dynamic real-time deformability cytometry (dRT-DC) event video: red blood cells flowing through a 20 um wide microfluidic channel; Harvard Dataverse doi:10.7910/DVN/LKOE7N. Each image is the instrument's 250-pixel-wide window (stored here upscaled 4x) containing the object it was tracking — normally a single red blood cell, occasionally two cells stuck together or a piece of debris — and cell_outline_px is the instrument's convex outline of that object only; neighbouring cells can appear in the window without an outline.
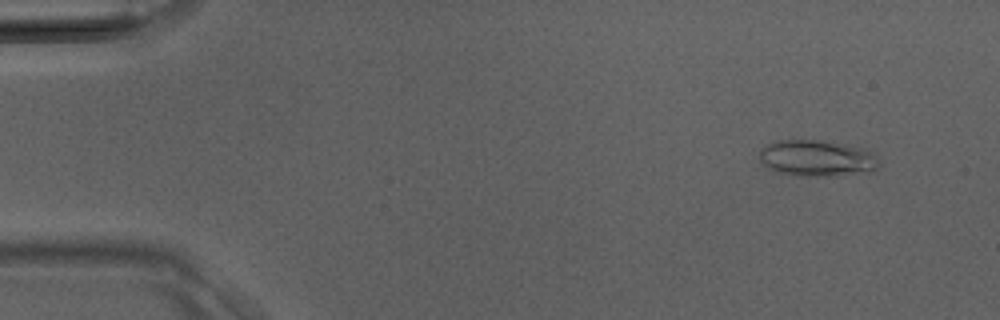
{"species": "Egyptian fruit bat (a non-hibernating species)", "species_latin": "Rousettus aegyptiacus", "temperature_condition": "room temperature", "stored_images_in_passage": 39, "camera_frame_rate_fps": 3000, "um_per_image_px": 0.085, "animal": {"sex": "male"}, "frame": {"image": 1, "passage_image": 4, "time_ms": 1.0, "image_size_px": [1000, 320], "cell_outline_px": [[880, 164], [872, 172], [832, 176], [796, 176], [780, 172], [768, 168], [760, 160], [760, 152], [768, 144], [776, 140], [824, 140], [848, 144], [872, 152], [876, 156]], "centroid_in_image_um": [69.48, 13.45], "position_along_channel_um": 15.5, "area_um2": 25.43}}
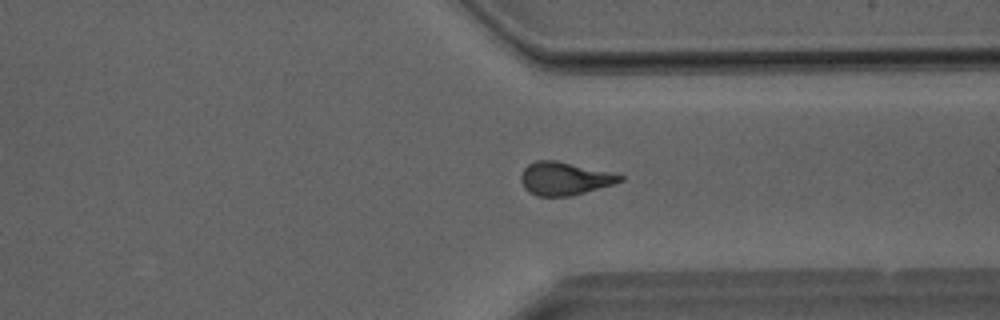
{"frame": {"image": 2, "passage_image": 30, "time_ms": 9.667, "image_size_px": [1000, 320], "cell_outline_px": [[624, 180], [612, 184], [584, 192], [568, 196], [536, 196], [528, 192], [524, 188], [520, 180], [520, 176], [524, 168], [528, 164], [536, 160], [556, 160], [608, 172], [624, 176]], "centroid_in_image_um": [47.91, 15.18], "position_along_channel_um": 363.5, "area_um2": 18.84}}
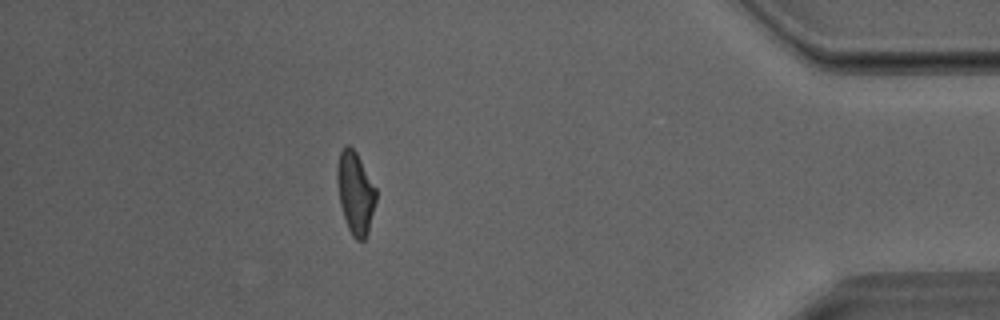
{"frame": {"image": 3, "passage_image": 35, "time_ms": 11.333, "image_size_px": [1000, 320], "cell_outline_px": [[376, 200], [368, 232], [364, 240], [356, 240], [352, 236], [348, 228], [340, 204], [336, 180], [336, 164], [340, 152], [348, 144], [356, 152], [376, 188]], "centroid_in_image_um": [30.19, 16.39], "position_along_channel_um": 405.0, "area_um2": 18.55}}